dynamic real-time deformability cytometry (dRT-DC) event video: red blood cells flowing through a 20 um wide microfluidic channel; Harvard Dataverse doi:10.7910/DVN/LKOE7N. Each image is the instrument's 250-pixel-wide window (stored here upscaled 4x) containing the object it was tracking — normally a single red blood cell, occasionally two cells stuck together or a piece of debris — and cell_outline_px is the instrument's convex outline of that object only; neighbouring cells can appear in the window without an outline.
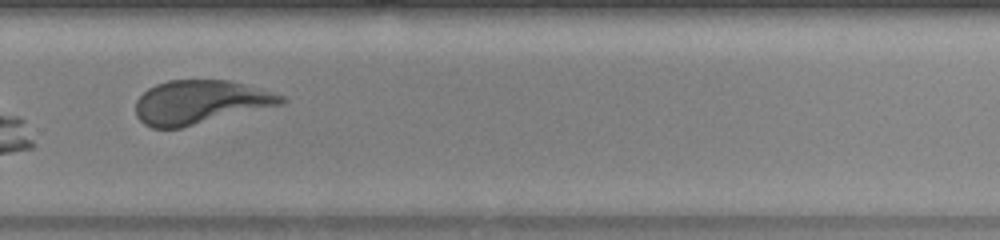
{"species": "human", "species_latin": "Homo sapiens", "temperature_condition": "warm", "stored_images_in_passage": 33, "camera_frame_rate_fps": 3000, "um_per_image_px": 0.085, "donor": {"sex": "female"}, "frame": {"image": 1, "passage_image": 19, "time_ms": 6.0, "image_size_px": [1000, 240], "cell_outline_px": [[288, 100], [280, 104], [180, 128], [152, 128], [144, 124], [136, 116], [136, 100], [148, 88], [156, 84], [168, 80], [228, 80], [284, 96]], "centroid_in_image_um": [16.94, 8.68], "position_along_channel_um": 312.9, "area_um2": 36.47}}